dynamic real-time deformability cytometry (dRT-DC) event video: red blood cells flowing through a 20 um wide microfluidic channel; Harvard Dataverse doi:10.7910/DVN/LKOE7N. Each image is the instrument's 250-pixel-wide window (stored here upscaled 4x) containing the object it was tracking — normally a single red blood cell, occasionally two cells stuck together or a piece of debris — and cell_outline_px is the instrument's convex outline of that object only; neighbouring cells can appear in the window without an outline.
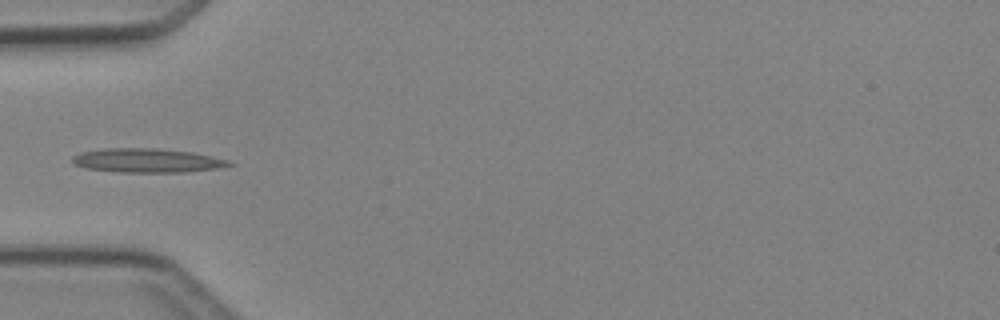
{"species": "Egyptian fruit bat (a non-hibernating species)", "species_latin": "Rousettus aegyptiacus", "temperature_condition": "cold", "stored_images_in_passage": 5, "camera_frame_rate_fps": 3000, "um_per_image_px": 0.085, "animal": {"sex": "female"}, "frame": {"image": 1, "passage_image": 4, "time_ms": 3.667, "image_size_px": [1000, 320], "cell_outline_px": [[236, 164], [216, 168], [184, 172], [120, 172], [84, 168], [76, 164], [72, 160], [72, 156], [80, 152], [104, 148], [156, 148], [192, 152], [228, 160]], "centroid_in_image_um": [12.48, 13.64], "position_along_channel_um": 72.5, "area_um2": 21.85}}
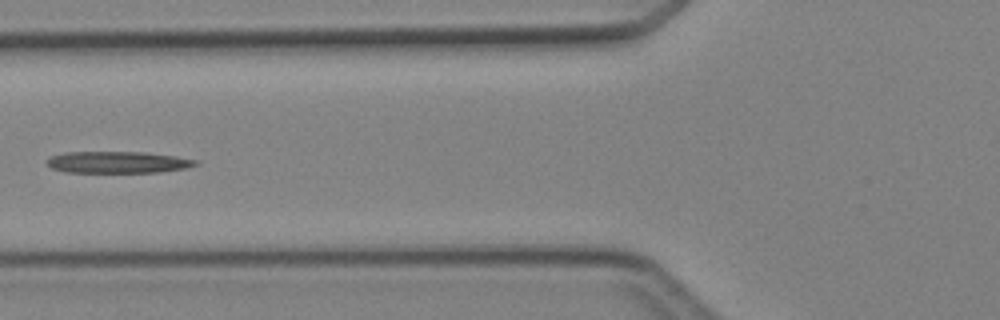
{"frame": {"image": 2, "passage_image": 5, "time_ms": 4.667, "image_size_px": [1000, 320], "cell_outline_px": [[200, 164], [188, 168], [156, 172], [64, 172], [52, 168], [44, 164], [44, 160], [48, 156], [64, 152], [144, 152], [176, 156], [200, 160]], "centroid_in_image_um": [9.98, 13.78], "position_along_channel_um": 115.8, "area_um2": 19.13}}